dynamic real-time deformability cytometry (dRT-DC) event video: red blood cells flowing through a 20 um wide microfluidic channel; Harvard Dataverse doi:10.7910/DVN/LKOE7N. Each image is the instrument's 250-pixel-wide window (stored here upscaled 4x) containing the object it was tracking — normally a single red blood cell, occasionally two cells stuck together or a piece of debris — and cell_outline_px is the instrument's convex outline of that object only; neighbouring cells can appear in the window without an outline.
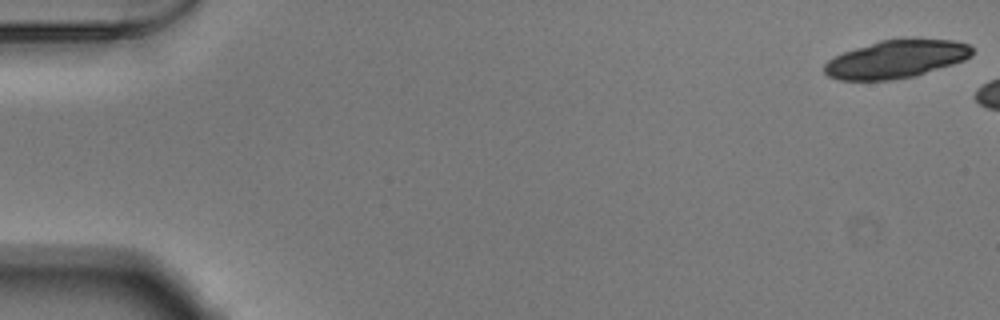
{"species": "Egyptian fruit bat (a non-hibernating species)", "species_latin": "Rousettus aegyptiacus", "temperature_condition": "warm", "stored_images_in_passage": 8, "camera_frame_rate_fps": 3000, "um_per_image_px": 0.085, "animal": {"sex": "male"}, "frame": {"image": 1, "passage_image": 1, "time_ms": 0.0, "image_size_px": [1000, 320], "cell_outline_px": [[972, 56], [964, 60], [916, 76], [888, 80], [840, 80], [828, 76], [824, 72], [824, 64], [828, 60], [844, 52], [880, 40], [952, 40], [968, 44], [972, 48]], "centroid_in_image_um": [76.16, 5.05], "position_along_channel_um": 8.8, "area_um2": 32.14}}